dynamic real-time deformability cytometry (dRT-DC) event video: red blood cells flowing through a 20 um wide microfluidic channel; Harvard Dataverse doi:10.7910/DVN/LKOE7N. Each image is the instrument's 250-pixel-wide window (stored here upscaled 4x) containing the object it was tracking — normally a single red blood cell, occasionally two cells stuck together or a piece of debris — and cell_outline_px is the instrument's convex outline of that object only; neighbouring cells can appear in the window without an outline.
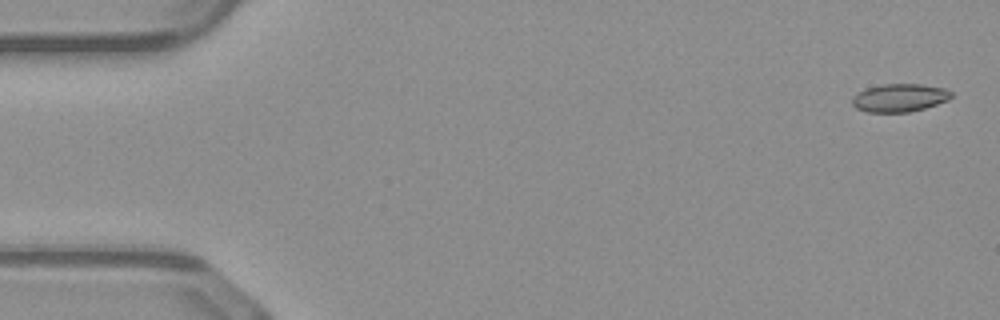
{"species": "common noctule bat (a hibernating species)", "species_latin": "Nyctalus noctula", "temperature_condition": "warm", "stored_images_in_passage": 51, "camera_frame_rate_fps": 3000, "um_per_image_px": 0.085, "animal": {"sex": "male", "body_mass_g": 23.1, "forearm_length_mm": 52.7}, "frame": {"image": 1, "passage_image": 2, "time_ms": 0.333, "image_size_px": [1000, 320], "cell_outline_px": [[952, 96], [948, 100], [924, 108], [908, 112], [868, 112], [856, 108], [852, 104], [852, 96], [868, 88], [880, 84], [920, 84], [944, 88], [952, 92]], "centroid_in_image_um": [76.46, 8.31], "position_along_channel_um": 8.5, "area_um2": 16.07}}
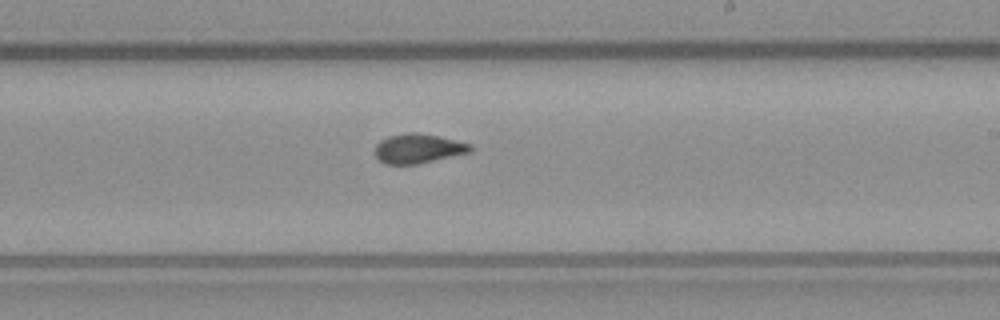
{"frame": {"image": 2, "passage_image": 30, "time_ms": 9.667, "image_size_px": [1000, 320], "cell_outline_px": [[472, 152], [416, 164], [384, 164], [376, 156], [376, 144], [380, 140], [388, 136], [408, 132], [416, 132], [436, 136], [472, 144]], "centroid_in_image_um": [35.54, 12.62], "position_along_channel_um": 253.5, "area_um2": 16.24}}
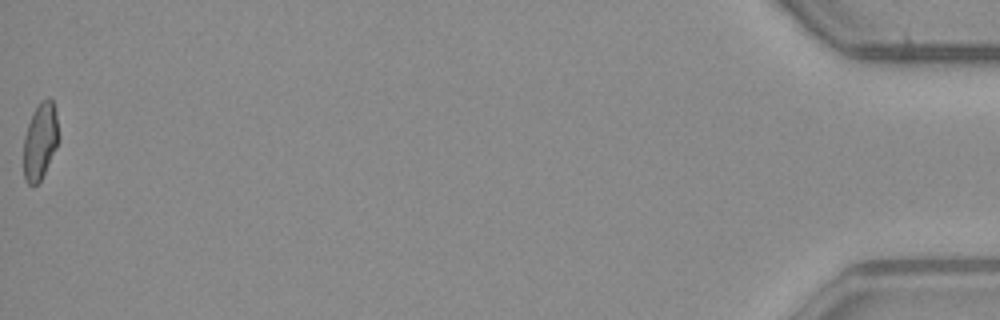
{"frame": {"image": 3, "passage_image": 51, "time_ms": 16.667, "image_size_px": [1000, 320], "cell_outline_px": [[60, 136], [56, 148], [40, 180], [36, 184], [28, 184], [24, 180], [24, 136], [32, 112], [40, 100], [48, 96], [52, 100], [56, 112]], "centroid_in_image_um": [3.42, 11.93], "position_along_channel_um": 431.8, "area_um2": 15.78}, "authors_computed_cell_mechanics": {"area_um2": 16.473, "velocity_mm_per_s": 4.1088, "shape_relaxation_time_tau1_ms": 4.4361, "shape_relaxation_time_tau2_ms": 1.5303, "deformation_change_tau1": 0.1372, "deformation_change_tau2": 0.0654}}